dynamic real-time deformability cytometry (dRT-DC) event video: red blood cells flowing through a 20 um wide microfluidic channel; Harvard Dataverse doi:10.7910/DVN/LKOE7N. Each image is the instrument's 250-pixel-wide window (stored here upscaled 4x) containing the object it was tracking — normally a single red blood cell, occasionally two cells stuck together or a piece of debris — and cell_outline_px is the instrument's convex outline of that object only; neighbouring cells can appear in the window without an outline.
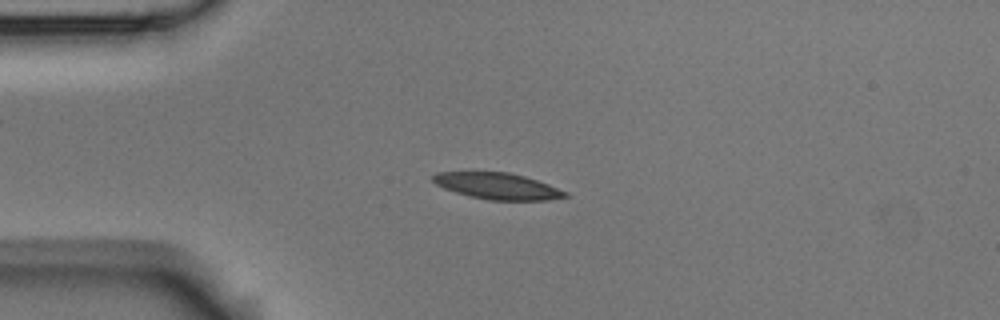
{"species": "Egyptian fruit bat (a non-hibernating species)", "species_latin": "Rousettus aegyptiacus", "temperature_condition": "room temperature", "stored_images_in_passage": 1, "camera_frame_rate_fps": 3000, "um_per_image_px": 0.085, "animal": {"sex": "male"}, "frame": {"image": 1, "passage_image": 1, "time_ms": 0.0, "image_size_px": [1000, 320], "cell_outline_px": [[568, 196], [548, 200], [488, 200], [468, 196], [444, 188], [436, 184], [432, 180], [432, 176], [436, 172], [508, 172], [524, 176], [548, 184], [568, 192]], "centroid_in_image_um": [42.28, 15.82], "position_along_channel_um": 42.7, "area_um2": 20.23}}